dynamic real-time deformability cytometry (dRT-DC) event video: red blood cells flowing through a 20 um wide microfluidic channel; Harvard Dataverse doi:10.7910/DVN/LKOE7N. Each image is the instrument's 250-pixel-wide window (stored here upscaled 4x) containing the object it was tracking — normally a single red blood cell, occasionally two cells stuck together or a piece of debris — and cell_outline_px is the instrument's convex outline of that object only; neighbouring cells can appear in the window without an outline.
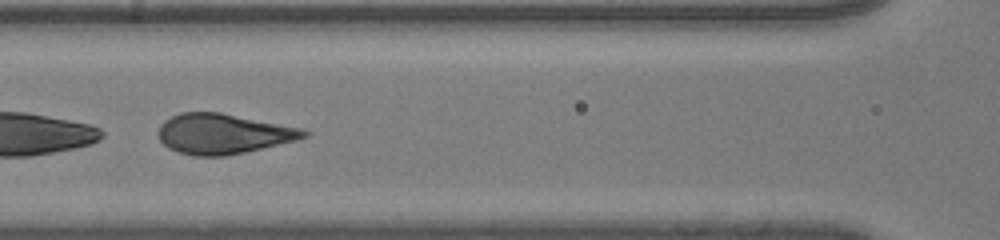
{"species": "human", "species_latin": "Homo sapiens", "temperature_condition": "room temperature", "stored_images_in_passage": 36, "segment_of_instrument_passage": [2, 2], "camera_frame_rate_fps": 3000, "um_per_image_px": 0.085, "donor": {"sex": "male"}, "frame": {"image": 1, "passage_image": 30, "time_ms": 9.667, "image_size_px": [1000, 240], "cell_outline_px": [[312, 132], [308, 136], [296, 140], [244, 152], [224, 156], [192, 156], [168, 148], [160, 140], [160, 124], [164, 120], [180, 112], [220, 112], [304, 128]], "centroid_in_image_um": [19.0, 11.36], "position_along_channel_um": 147.6, "area_um2": 34.04}}